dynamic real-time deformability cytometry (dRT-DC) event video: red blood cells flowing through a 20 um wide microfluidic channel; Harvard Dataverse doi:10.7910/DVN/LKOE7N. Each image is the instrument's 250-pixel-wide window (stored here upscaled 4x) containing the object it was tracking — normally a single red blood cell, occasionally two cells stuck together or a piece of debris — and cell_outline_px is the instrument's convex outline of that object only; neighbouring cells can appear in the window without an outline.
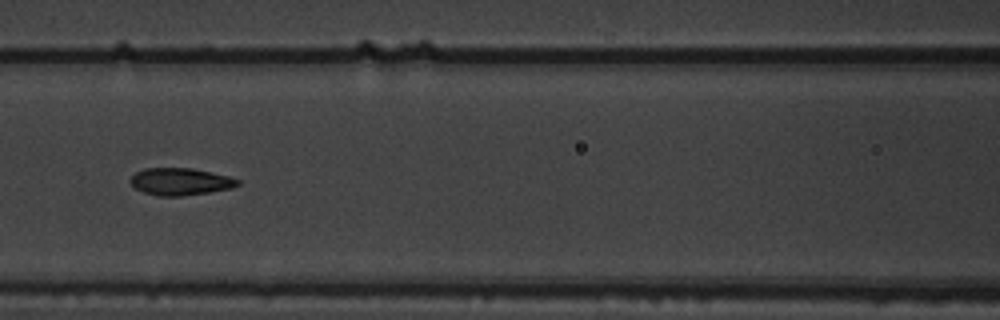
{"species": "common noctule bat (a hibernating species)", "species_latin": "Nyctalus noctula", "temperature_condition": "warm", "stored_images_in_passage": 9, "camera_frame_rate_fps": 3000, "um_per_image_px": 0.085, "animal": {"sex": "male", "body_mass_g": 19.5, "forearm_length_mm": 54.6}, "frame": {"image": 1, "passage_image": 6, "time_ms": 1.667, "image_size_px": [1000, 320], "cell_outline_px": [[240, 184], [232, 188], [208, 192], [180, 196], [156, 196], [144, 192], [136, 188], [128, 180], [136, 172], [144, 168], [192, 168], [228, 176], [240, 180]], "centroid_in_image_um": [15.32, 15.43], "position_along_channel_um": 151.3, "area_um2": 16.94}}
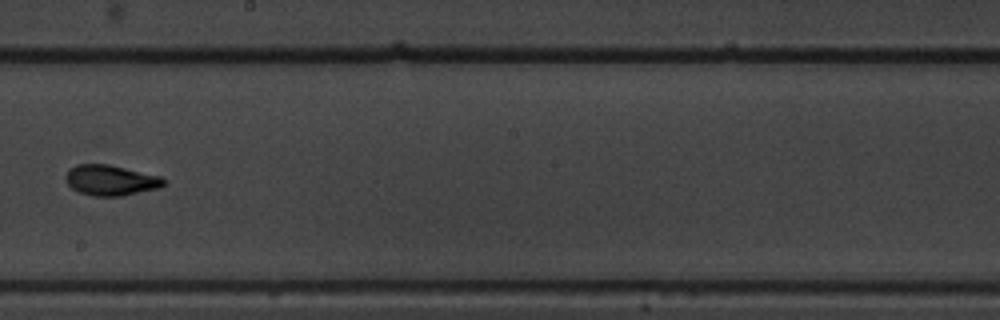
{"frame": {"image": 2, "passage_image": 8, "time_ms": 2.333, "image_size_px": [1000, 320], "cell_outline_px": [[164, 184], [160, 188], [120, 196], [92, 196], [80, 192], [72, 188], [68, 184], [64, 176], [68, 168], [76, 164], [108, 164], [160, 176], [164, 180]], "centroid_in_image_um": [9.37, 15.31], "position_along_channel_um": 238.8, "area_um2": 17.4}}
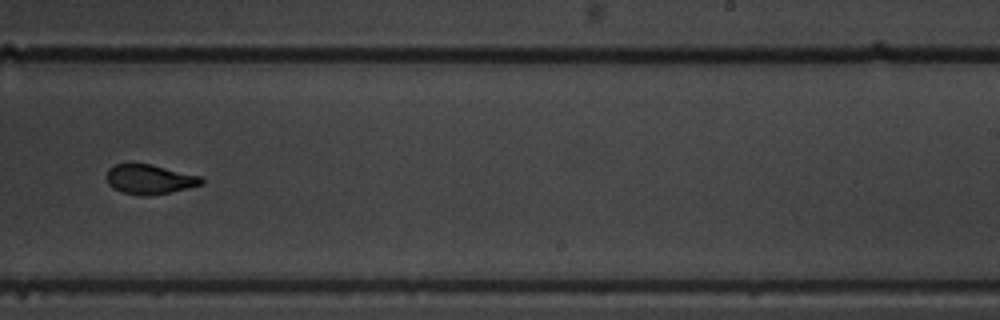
{"frame": {"image": 3, "passage_image": 9, "time_ms": 2.667, "image_size_px": [1000, 320], "cell_outline_px": [[204, 184], [172, 192], [148, 196], [144, 196], [120, 192], [112, 188], [108, 184], [108, 168], [112, 164], [132, 160], [152, 164], [200, 176], [204, 180]], "centroid_in_image_um": [12.67, 15.2], "position_along_channel_um": 276.3, "area_um2": 17.05}}